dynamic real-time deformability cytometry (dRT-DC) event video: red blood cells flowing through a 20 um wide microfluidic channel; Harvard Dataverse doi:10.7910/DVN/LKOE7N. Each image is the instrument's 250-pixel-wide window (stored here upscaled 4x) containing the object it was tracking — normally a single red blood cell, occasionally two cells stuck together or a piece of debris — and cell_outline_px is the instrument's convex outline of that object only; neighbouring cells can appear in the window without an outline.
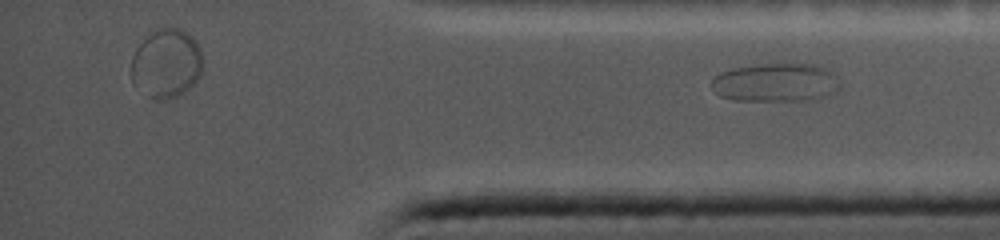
{"species": "common noctule bat (a hibernating species)", "species_latin": "Nyctalus noctula", "temperature_condition": "cold", "stored_images_in_passage": 29, "segment_of_instrument_passage": [2, 2], "camera_frame_rate_fps": 5000, "um_per_image_px": 0.085, "animal": {"sex": "female", "body_mass_g": 19.0, "forearm_length_mm": 56.7}, "frame": {"image": 1, "passage_image": 29, "time_ms": 11.6, "image_size_px": [1000, 240], "cell_outline_px": [[840, 84], [836, 92], [828, 96], [816, 100], [732, 100], [720, 96], [712, 88], [712, 80], [720, 72], [732, 68], [756, 64], [792, 60], [816, 64], [832, 72]], "centroid_in_image_um": [65.98, 6.97], "position_along_channel_um": 369.2, "area_um2": 29.82}}